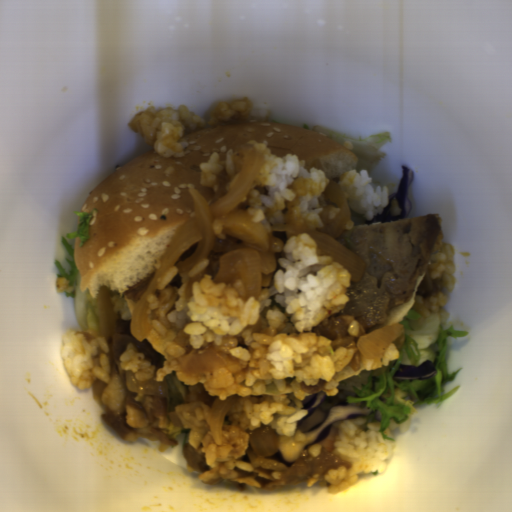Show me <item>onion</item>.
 <instances>
[{"label": "onion", "mask_w": 512, "mask_h": 512, "mask_svg": "<svg viewBox=\"0 0 512 512\" xmlns=\"http://www.w3.org/2000/svg\"><path fill=\"white\" fill-rule=\"evenodd\" d=\"M235 358L221 352L217 348H211L204 353H193L184 365L181 372L195 373L211 371L220 367L231 365L236 362Z\"/></svg>", "instance_id": "obj_4"}, {"label": "onion", "mask_w": 512, "mask_h": 512, "mask_svg": "<svg viewBox=\"0 0 512 512\" xmlns=\"http://www.w3.org/2000/svg\"><path fill=\"white\" fill-rule=\"evenodd\" d=\"M239 396H229L226 399H218L216 397L214 403L211 406L208 421L211 436L215 445H222V423L226 413L233 407L238 401Z\"/></svg>", "instance_id": "obj_6"}, {"label": "onion", "mask_w": 512, "mask_h": 512, "mask_svg": "<svg viewBox=\"0 0 512 512\" xmlns=\"http://www.w3.org/2000/svg\"><path fill=\"white\" fill-rule=\"evenodd\" d=\"M319 206H323V213H320L322 225L307 232L315 243L317 254L330 255L350 273L351 282L360 283L367 267L365 260L338 241L351 214L342 186L329 181L320 195Z\"/></svg>", "instance_id": "obj_2"}, {"label": "onion", "mask_w": 512, "mask_h": 512, "mask_svg": "<svg viewBox=\"0 0 512 512\" xmlns=\"http://www.w3.org/2000/svg\"><path fill=\"white\" fill-rule=\"evenodd\" d=\"M249 434V442L257 457H266L275 454L279 450V442L275 429L261 424L257 429H246Z\"/></svg>", "instance_id": "obj_5"}, {"label": "onion", "mask_w": 512, "mask_h": 512, "mask_svg": "<svg viewBox=\"0 0 512 512\" xmlns=\"http://www.w3.org/2000/svg\"><path fill=\"white\" fill-rule=\"evenodd\" d=\"M245 167L225 195L209 206L195 188L187 189L194 201L195 217L184 224L173 238L157 272L136 302L130 318L131 334L140 342L153 328L152 312L147 299L158 294L156 284L194 244L199 242L194 254L180 262L179 272L191 270L203 262L214 250L216 238L213 231L215 219L221 220V233L244 243L243 248L219 256V268L213 281L232 284L242 280L243 299H259L260 291L270 286L272 274L277 270L275 254L283 249L281 240L271 238L262 223H253L252 216L236 206L247 194L259 175L266 159L254 145L242 147Z\"/></svg>", "instance_id": "obj_1"}, {"label": "onion", "mask_w": 512, "mask_h": 512, "mask_svg": "<svg viewBox=\"0 0 512 512\" xmlns=\"http://www.w3.org/2000/svg\"><path fill=\"white\" fill-rule=\"evenodd\" d=\"M405 341V330L402 323H396L374 330L356 342V349L365 358H375L383 355L390 344L399 350Z\"/></svg>", "instance_id": "obj_3"}]
</instances>
